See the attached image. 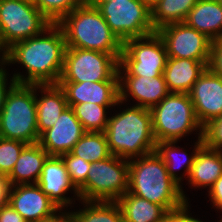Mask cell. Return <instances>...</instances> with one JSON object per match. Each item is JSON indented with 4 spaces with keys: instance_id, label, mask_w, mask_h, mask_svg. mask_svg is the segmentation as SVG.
Here are the masks:
<instances>
[{
    "instance_id": "cell-22",
    "label": "cell",
    "mask_w": 222,
    "mask_h": 222,
    "mask_svg": "<svg viewBox=\"0 0 222 222\" xmlns=\"http://www.w3.org/2000/svg\"><path fill=\"white\" fill-rule=\"evenodd\" d=\"M184 22L216 41L222 33V4L216 0H198Z\"/></svg>"
},
{
    "instance_id": "cell-19",
    "label": "cell",
    "mask_w": 222,
    "mask_h": 222,
    "mask_svg": "<svg viewBox=\"0 0 222 222\" xmlns=\"http://www.w3.org/2000/svg\"><path fill=\"white\" fill-rule=\"evenodd\" d=\"M207 66L198 60L168 57L164 78L170 92L189 93Z\"/></svg>"
},
{
    "instance_id": "cell-31",
    "label": "cell",
    "mask_w": 222,
    "mask_h": 222,
    "mask_svg": "<svg viewBox=\"0 0 222 222\" xmlns=\"http://www.w3.org/2000/svg\"><path fill=\"white\" fill-rule=\"evenodd\" d=\"M27 144L0 137V176L8 177L19 158L20 153Z\"/></svg>"
},
{
    "instance_id": "cell-7",
    "label": "cell",
    "mask_w": 222,
    "mask_h": 222,
    "mask_svg": "<svg viewBox=\"0 0 222 222\" xmlns=\"http://www.w3.org/2000/svg\"><path fill=\"white\" fill-rule=\"evenodd\" d=\"M51 24L33 3L0 0V54L17 42L41 34Z\"/></svg>"
},
{
    "instance_id": "cell-43",
    "label": "cell",
    "mask_w": 222,
    "mask_h": 222,
    "mask_svg": "<svg viewBox=\"0 0 222 222\" xmlns=\"http://www.w3.org/2000/svg\"><path fill=\"white\" fill-rule=\"evenodd\" d=\"M143 1H145V2L151 7V6L154 5L158 0H143Z\"/></svg>"
},
{
    "instance_id": "cell-46",
    "label": "cell",
    "mask_w": 222,
    "mask_h": 222,
    "mask_svg": "<svg viewBox=\"0 0 222 222\" xmlns=\"http://www.w3.org/2000/svg\"><path fill=\"white\" fill-rule=\"evenodd\" d=\"M217 2H219L220 4H222V0H216Z\"/></svg>"
},
{
    "instance_id": "cell-5",
    "label": "cell",
    "mask_w": 222,
    "mask_h": 222,
    "mask_svg": "<svg viewBox=\"0 0 222 222\" xmlns=\"http://www.w3.org/2000/svg\"><path fill=\"white\" fill-rule=\"evenodd\" d=\"M38 84L14 83L0 113V137L26 144L38 143L36 93Z\"/></svg>"
},
{
    "instance_id": "cell-2",
    "label": "cell",
    "mask_w": 222,
    "mask_h": 222,
    "mask_svg": "<svg viewBox=\"0 0 222 222\" xmlns=\"http://www.w3.org/2000/svg\"><path fill=\"white\" fill-rule=\"evenodd\" d=\"M105 135L114 156L129 160L155 152L156 139L150 109L134 105L109 116Z\"/></svg>"
},
{
    "instance_id": "cell-36",
    "label": "cell",
    "mask_w": 222,
    "mask_h": 222,
    "mask_svg": "<svg viewBox=\"0 0 222 222\" xmlns=\"http://www.w3.org/2000/svg\"><path fill=\"white\" fill-rule=\"evenodd\" d=\"M208 195L217 210L222 211V175L214 182L213 186L209 189Z\"/></svg>"
},
{
    "instance_id": "cell-42",
    "label": "cell",
    "mask_w": 222,
    "mask_h": 222,
    "mask_svg": "<svg viewBox=\"0 0 222 222\" xmlns=\"http://www.w3.org/2000/svg\"><path fill=\"white\" fill-rule=\"evenodd\" d=\"M211 48H222V33L216 41L212 42Z\"/></svg>"
},
{
    "instance_id": "cell-26",
    "label": "cell",
    "mask_w": 222,
    "mask_h": 222,
    "mask_svg": "<svg viewBox=\"0 0 222 222\" xmlns=\"http://www.w3.org/2000/svg\"><path fill=\"white\" fill-rule=\"evenodd\" d=\"M198 0H158L151 6V21L155 31L186 20Z\"/></svg>"
},
{
    "instance_id": "cell-18",
    "label": "cell",
    "mask_w": 222,
    "mask_h": 222,
    "mask_svg": "<svg viewBox=\"0 0 222 222\" xmlns=\"http://www.w3.org/2000/svg\"><path fill=\"white\" fill-rule=\"evenodd\" d=\"M58 84L63 89L70 107L85 102L98 105L123 104L119 101V81L58 82Z\"/></svg>"
},
{
    "instance_id": "cell-6",
    "label": "cell",
    "mask_w": 222,
    "mask_h": 222,
    "mask_svg": "<svg viewBox=\"0 0 222 222\" xmlns=\"http://www.w3.org/2000/svg\"><path fill=\"white\" fill-rule=\"evenodd\" d=\"M156 142L175 141L192 131L202 134L189 93L170 92L151 109Z\"/></svg>"
},
{
    "instance_id": "cell-13",
    "label": "cell",
    "mask_w": 222,
    "mask_h": 222,
    "mask_svg": "<svg viewBox=\"0 0 222 222\" xmlns=\"http://www.w3.org/2000/svg\"><path fill=\"white\" fill-rule=\"evenodd\" d=\"M118 76L119 101L122 103H124V101L127 102V97L131 96L138 101L135 106L151 110L170 93L164 75H159L152 79L143 76H131L119 64Z\"/></svg>"
},
{
    "instance_id": "cell-9",
    "label": "cell",
    "mask_w": 222,
    "mask_h": 222,
    "mask_svg": "<svg viewBox=\"0 0 222 222\" xmlns=\"http://www.w3.org/2000/svg\"><path fill=\"white\" fill-rule=\"evenodd\" d=\"M121 53L66 47L64 66L59 82L119 81Z\"/></svg>"
},
{
    "instance_id": "cell-15",
    "label": "cell",
    "mask_w": 222,
    "mask_h": 222,
    "mask_svg": "<svg viewBox=\"0 0 222 222\" xmlns=\"http://www.w3.org/2000/svg\"><path fill=\"white\" fill-rule=\"evenodd\" d=\"M86 133L72 107L65 108L54 125L40 135L39 144L50 156H60L72 151Z\"/></svg>"
},
{
    "instance_id": "cell-38",
    "label": "cell",
    "mask_w": 222,
    "mask_h": 222,
    "mask_svg": "<svg viewBox=\"0 0 222 222\" xmlns=\"http://www.w3.org/2000/svg\"><path fill=\"white\" fill-rule=\"evenodd\" d=\"M215 74L222 77V48H211L208 66Z\"/></svg>"
},
{
    "instance_id": "cell-23",
    "label": "cell",
    "mask_w": 222,
    "mask_h": 222,
    "mask_svg": "<svg viewBox=\"0 0 222 222\" xmlns=\"http://www.w3.org/2000/svg\"><path fill=\"white\" fill-rule=\"evenodd\" d=\"M222 175V151L213 150L202 145L195 156L191 167L188 182L194 187L213 186Z\"/></svg>"
},
{
    "instance_id": "cell-21",
    "label": "cell",
    "mask_w": 222,
    "mask_h": 222,
    "mask_svg": "<svg viewBox=\"0 0 222 222\" xmlns=\"http://www.w3.org/2000/svg\"><path fill=\"white\" fill-rule=\"evenodd\" d=\"M49 156L39 143L27 144L20 153L11 174L7 177L10 186L31 184L32 180V184L37 183Z\"/></svg>"
},
{
    "instance_id": "cell-32",
    "label": "cell",
    "mask_w": 222,
    "mask_h": 222,
    "mask_svg": "<svg viewBox=\"0 0 222 222\" xmlns=\"http://www.w3.org/2000/svg\"><path fill=\"white\" fill-rule=\"evenodd\" d=\"M60 157L65 164L71 183L79 191L86 184V178L92 163L86 162L71 152L62 154Z\"/></svg>"
},
{
    "instance_id": "cell-20",
    "label": "cell",
    "mask_w": 222,
    "mask_h": 222,
    "mask_svg": "<svg viewBox=\"0 0 222 222\" xmlns=\"http://www.w3.org/2000/svg\"><path fill=\"white\" fill-rule=\"evenodd\" d=\"M38 89L41 91V98L36 95V112L40 136L54 125L68 104L65 93L59 84H38Z\"/></svg>"
},
{
    "instance_id": "cell-45",
    "label": "cell",
    "mask_w": 222,
    "mask_h": 222,
    "mask_svg": "<svg viewBox=\"0 0 222 222\" xmlns=\"http://www.w3.org/2000/svg\"><path fill=\"white\" fill-rule=\"evenodd\" d=\"M23 1H27V2L33 3V0H23Z\"/></svg>"
},
{
    "instance_id": "cell-44",
    "label": "cell",
    "mask_w": 222,
    "mask_h": 222,
    "mask_svg": "<svg viewBox=\"0 0 222 222\" xmlns=\"http://www.w3.org/2000/svg\"><path fill=\"white\" fill-rule=\"evenodd\" d=\"M40 222H57V215L54 216L53 218H50V219L45 220V221H40Z\"/></svg>"
},
{
    "instance_id": "cell-41",
    "label": "cell",
    "mask_w": 222,
    "mask_h": 222,
    "mask_svg": "<svg viewBox=\"0 0 222 222\" xmlns=\"http://www.w3.org/2000/svg\"><path fill=\"white\" fill-rule=\"evenodd\" d=\"M112 0H87V2L93 6V7H98L100 4L105 3V2H110Z\"/></svg>"
},
{
    "instance_id": "cell-25",
    "label": "cell",
    "mask_w": 222,
    "mask_h": 222,
    "mask_svg": "<svg viewBox=\"0 0 222 222\" xmlns=\"http://www.w3.org/2000/svg\"><path fill=\"white\" fill-rule=\"evenodd\" d=\"M176 143L177 142H175V141L156 142L155 152L157 153V155L162 159V161L166 165V169L169 173V176L181 186L180 183L182 182L181 181L182 178L184 176H187V178H188L191 167H192L194 159H195V156L197 154V151L203 145L202 134L198 133V140L194 144V150L192 151L191 156H188L186 151H182L181 155H184V156H182V158L180 157L181 159H177V158H179L178 156H180V154H179L180 147L179 146L176 147L175 146ZM177 153H178V155H177ZM183 165L185 167V171L183 173V176L182 175L178 176V174L176 173V171H177L176 169H180L181 167H183Z\"/></svg>"
},
{
    "instance_id": "cell-8",
    "label": "cell",
    "mask_w": 222,
    "mask_h": 222,
    "mask_svg": "<svg viewBox=\"0 0 222 222\" xmlns=\"http://www.w3.org/2000/svg\"><path fill=\"white\" fill-rule=\"evenodd\" d=\"M129 186V160L111 155L93 162L86 184L78 191L80 201H117Z\"/></svg>"
},
{
    "instance_id": "cell-1",
    "label": "cell",
    "mask_w": 222,
    "mask_h": 222,
    "mask_svg": "<svg viewBox=\"0 0 222 222\" xmlns=\"http://www.w3.org/2000/svg\"><path fill=\"white\" fill-rule=\"evenodd\" d=\"M47 34V35H46ZM66 50L65 36L58 24H51L41 34L13 44L2 55L4 65L22 64L26 74L14 73L19 84H58Z\"/></svg>"
},
{
    "instance_id": "cell-35",
    "label": "cell",
    "mask_w": 222,
    "mask_h": 222,
    "mask_svg": "<svg viewBox=\"0 0 222 222\" xmlns=\"http://www.w3.org/2000/svg\"><path fill=\"white\" fill-rule=\"evenodd\" d=\"M0 222H26L24 218L7 202L0 206Z\"/></svg>"
},
{
    "instance_id": "cell-30",
    "label": "cell",
    "mask_w": 222,
    "mask_h": 222,
    "mask_svg": "<svg viewBox=\"0 0 222 222\" xmlns=\"http://www.w3.org/2000/svg\"><path fill=\"white\" fill-rule=\"evenodd\" d=\"M84 2V0H33V4L52 24H58Z\"/></svg>"
},
{
    "instance_id": "cell-14",
    "label": "cell",
    "mask_w": 222,
    "mask_h": 222,
    "mask_svg": "<svg viewBox=\"0 0 222 222\" xmlns=\"http://www.w3.org/2000/svg\"><path fill=\"white\" fill-rule=\"evenodd\" d=\"M8 202L26 222L45 221L60 211L36 183L10 186Z\"/></svg>"
},
{
    "instance_id": "cell-12",
    "label": "cell",
    "mask_w": 222,
    "mask_h": 222,
    "mask_svg": "<svg viewBox=\"0 0 222 222\" xmlns=\"http://www.w3.org/2000/svg\"><path fill=\"white\" fill-rule=\"evenodd\" d=\"M162 38L167 56L193 59L209 66L212 40L185 22L170 24L156 31Z\"/></svg>"
},
{
    "instance_id": "cell-27",
    "label": "cell",
    "mask_w": 222,
    "mask_h": 222,
    "mask_svg": "<svg viewBox=\"0 0 222 222\" xmlns=\"http://www.w3.org/2000/svg\"><path fill=\"white\" fill-rule=\"evenodd\" d=\"M84 208L71 212L79 222H124L116 201H82Z\"/></svg>"
},
{
    "instance_id": "cell-24",
    "label": "cell",
    "mask_w": 222,
    "mask_h": 222,
    "mask_svg": "<svg viewBox=\"0 0 222 222\" xmlns=\"http://www.w3.org/2000/svg\"><path fill=\"white\" fill-rule=\"evenodd\" d=\"M124 222H163L166 209L128 191L117 201Z\"/></svg>"
},
{
    "instance_id": "cell-33",
    "label": "cell",
    "mask_w": 222,
    "mask_h": 222,
    "mask_svg": "<svg viewBox=\"0 0 222 222\" xmlns=\"http://www.w3.org/2000/svg\"><path fill=\"white\" fill-rule=\"evenodd\" d=\"M202 141L205 147L222 151V115L202 126Z\"/></svg>"
},
{
    "instance_id": "cell-4",
    "label": "cell",
    "mask_w": 222,
    "mask_h": 222,
    "mask_svg": "<svg viewBox=\"0 0 222 222\" xmlns=\"http://www.w3.org/2000/svg\"><path fill=\"white\" fill-rule=\"evenodd\" d=\"M58 25L62 28L66 47L121 53L123 43L111 31L100 11L85 1L67 14Z\"/></svg>"
},
{
    "instance_id": "cell-40",
    "label": "cell",
    "mask_w": 222,
    "mask_h": 222,
    "mask_svg": "<svg viewBox=\"0 0 222 222\" xmlns=\"http://www.w3.org/2000/svg\"><path fill=\"white\" fill-rule=\"evenodd\" d=\"M58 214H57V222H79L77 218L71 212L64 211L63 213L59 211Z\"/></svg>"
},
{
    "instance_id": "cell-34",
    "label": "cell",
    "mask_w": 222,
    "mask_h": 222,
    "mask_svg": "<svg viewBox=\"0 0 222 222\" xmlns=\"http://www.w3.org/2000/svg\"><path fill=\"white\" fill-rule=\"evenodd\" d=\"M188 201H185L177 208L167 210L164 215L163 222H203L197 218L190 216L188 210ZM189 213V214H188Z\"/></svg>"
},
{
    "instance_id": "cell-28",
    "label": "cell",
    "mask_w": 222,
    "mask_h": 222,
    "mask_svg": "<svg viewBox=\"0 0 222 222\" xmlns=\"http://www.w3.org/2000/svg\"><path fill=\"white\" fill-rule=\"evenodd\" d=\"M71 153L86 162H97L110 157L105 132H86L74 145Z\"/></svg>"
},
{
    "instance_id": "cell-39",
    "label": "cell",
    "mask_w": 222,
    "mask_h": 222,
    "mask_svg": "<svg viewBox=\"0 0 222 222\" xmlns=\"http://www.w3.org/2000/svg\"><path fill=\"white\" fill-rule=\"evenodd\" d=\"M10 183L6 177L0 176V206L8 202Z\"/></svg>"
},
{
    "instance_id": "cell-10",
    "label": "cell",
    "mask_w": 222,
    "mask_h": 222,
    "mask_svg": "<svg viewBox=\"0 0 222 222\" xmlns=\"http://www.w3.org/2000/svg\"><path fill=\"white\" fill-rule=\"evenodd\" d=\"M97 9L122 43L156 32L151 21V7L143 0H112L100 4Z\"/></svg>"
},
{
    "instance_id": "cell-11",
    "label": "cell",
    "mask_w": 222,
    "mask_h": 222,
    "mask_svg": "<svg viewBox=\"0 0 222 222\" xmlns=\"http://www.w3.org/2000/svg\"><path fill=\"white\" fill-rule=\"evenodd\" d=\"M167 52L157 32L145 37L123 42L119 64L131 76L154 78L163 75L167 63Z\"/></svg>"
},
{
    "instance_id": "cell-29",
    "label": "cell",
    "mask_w": 222,
    "mask_h": 222,
    "mask_svg": "<svg viewBox=\"0 0 222 222\" xmlns=\"http://www.w3.org/2000/svg\"><path fill=\"white\" fill-rule=\"evenodd\" d=\"M116 105H98L96 103L75 104L72 108L86 132H105L108 119L107 110Z\"/></svg>"
},
{
    "instance_id": "cell-16",
    "label": "cell",
    "mask_w": 222,
    "mask_h": 222,
    "mask_svg": "<svg viewBox=\"0 0 222 222\" xmlns=\"http://www.w3.org/2000/svg\"><path fill=\"white\" fill-rule=\"evenodd\" d=\"M195 114L203 126L222 115V77L209 67L199 76L189 92Z\"/></svg>"
},
{
    "instance_id": "cell-37",
    "label": "cell",
    "mask_w": 222,
    "mask_h": 222,
    "mask_svg": "<svg viewBox=\"0 0 222 222\" xmlns=\"http://www.w3.org/2000/svg\"><path fill=\"white\" fill-rule=\"evenodd\" d=\"M5 65L0 61V113L2 112L3 106H4V100H5V96L8 92V88H11V86L15 83V81L13 80V78L11 77V81H10V85L8 86L7 83V74L6 73V69H4ZM8 86V87H7Z\"/></svg>"
},
{
    "instance_id": "cell-3",
    "label": "cell",
    "mask_w": 222,
    "mask_h": 222,
    "mask_svg": "<svg viewBox=\"0 0 222 222\" xmlns=\"http://www.w3.org/2000/svg\"><path fill=\"white\" fill-rule=\"evenodd\" d=\"M128 192L166 210L188 201L182 187L169 176L166 165L156 152L129 159Z\"/></svg>"
},
{
    "instance_id": "cell-17",
    "label": "cell",
    "mask_w": 222,
    "mask_h": 222,
    "mask_svg": "<svg viewBox=\"0 0 222 222\" xmlns=\"http://www.w3.org/2000/svg\"><path fill=\"white\" fill-rule=\"evenodd\" d=\"M49 199L63 211L72 204V198L66 197L67 191H74L80 200L79 192L71 183L65 164L60 156H49L45 161L40 177L36 183Z\"/></svg>"
}]
</instances>
